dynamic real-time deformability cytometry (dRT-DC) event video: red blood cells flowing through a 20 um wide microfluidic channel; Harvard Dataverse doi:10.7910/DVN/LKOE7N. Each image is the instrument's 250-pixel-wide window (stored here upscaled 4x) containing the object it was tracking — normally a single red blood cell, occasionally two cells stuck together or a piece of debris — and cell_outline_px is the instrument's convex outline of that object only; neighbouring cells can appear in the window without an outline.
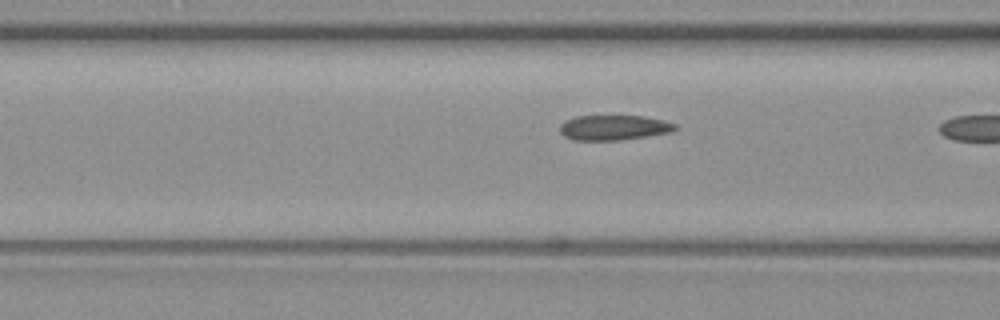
{"species": "common noctule bat (a hibernating species)", "species_latin": "Nyctalus noctula", "temperature_condition": "warm", "stored_images_in_passage": 17, "camera_frame_rate_fps": 3000, "um_per_image_px": 0.085, "animal": {"sex": "female", "body_mass_g": 19.3, "forearm_length_mm": 54.1}, "frame": {"image": 1, "passage_image": 16, "time_ms": 5.0, "image_size_px": [1000, 320], "cell_outline_px": [[680, 128], [672, 132], [648, 136], [620, 140], [576, 140], [564, 136], [560, 132], [560, 124], [564, 120], [576, 116], [644, 116], [664, 120], [676, 124]], "centroid_in_image_um": [52.21, 10.84], "position_along_channel_um": 114.4, "area_um2": 16.99}}